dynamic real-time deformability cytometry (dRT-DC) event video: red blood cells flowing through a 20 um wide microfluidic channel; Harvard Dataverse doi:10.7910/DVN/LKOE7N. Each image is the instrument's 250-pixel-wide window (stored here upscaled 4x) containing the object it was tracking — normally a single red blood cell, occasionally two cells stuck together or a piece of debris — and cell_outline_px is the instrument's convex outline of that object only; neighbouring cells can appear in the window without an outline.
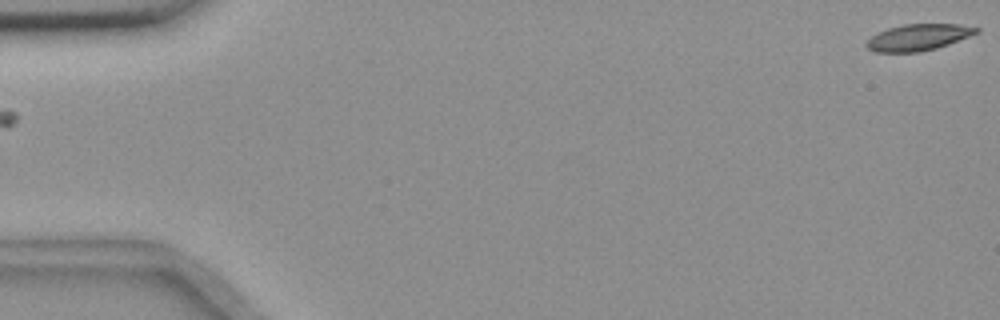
{"species": "common noctule bat (a hibernating species)", "species_latin": "Nyctalus noctula", "temperature_condition": "room temperature", "stored_images_in_passage": 56, "camera_frame_rate_fps": 3000, "um_per_image_px": 0.085, "animal": {"sex": "female", "body_mass_g": 18.4}, "frame": {"image": 1, "passage_image": 1, "time_ms": 0.0, "image_size_px": [1000, 320], "cell_outline_px": [[980, 32], [948, 44], [936, 48], [920, 52], [876, 52], [868, 48], [864, 44], [872, 36], [888, 28], [904, 24], [960, 24], [980, 28]], "centroid_in_image_um": [78.08, 3.17], "position_along_channel_um": 6.9, "area_um2": 16.82}}
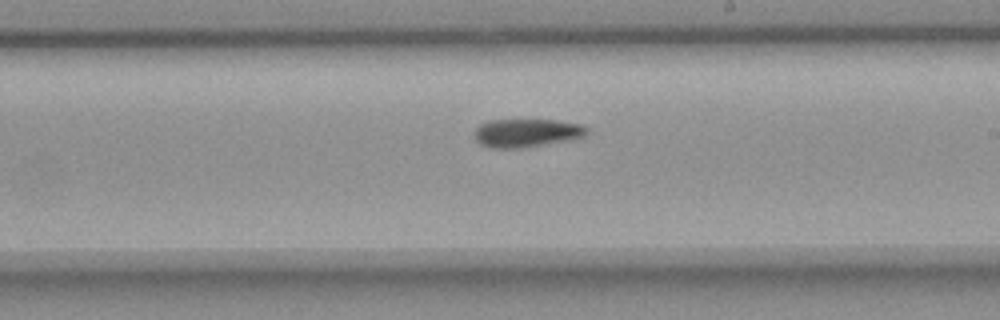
{"frame": {"image": 2, "passage_image": 33, "time_ms": 10.667, "image_size_px": [1000, 320], "cell_outline_px": [[588, 132], [584, 136], [564, 140], [520, 148], [492, 148], [480, 144], [476, 140], [476, 128], [480, 124], [488, 120], [556, 120], [584, 124], [588, 128]], "centroid_in_image_um": [44.76, 11.28], "position_along_channel_um": 244.2, "area_um2": 18.32}}
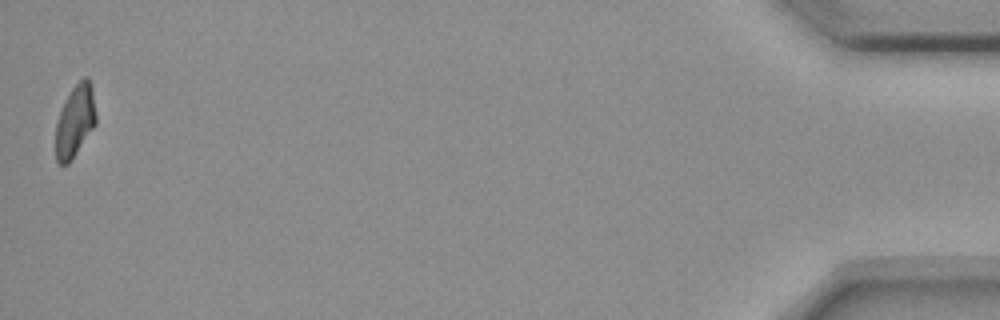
{"frame": {"image": 3, "passage_image": 56, "time_ms": 18.333, "image_size_px": [1000, 320], "cell_outline_px": [[96, 124], [68, 164], [60, 164], [56, 160], [56, 120], [72, 88], [84, 76], [88, 76], [92, 88], [96, 112]], "centroid_in_image_um": [6.39, 10.28], "position_along_channel_um": 428.8, "area_um2": 16.7}, "authors_computed_cell_mechanics": {"area_um2": 18.2648, "velocity_mm_per_s": 3.6243, "shape_relaxation_time_tau1_ms": 11.0035, "shape_relaxation_time_tau2_ms": 6.3882, "deformation_change_tau1": 0.229, "deformation_change_tau2": 0.1296}}